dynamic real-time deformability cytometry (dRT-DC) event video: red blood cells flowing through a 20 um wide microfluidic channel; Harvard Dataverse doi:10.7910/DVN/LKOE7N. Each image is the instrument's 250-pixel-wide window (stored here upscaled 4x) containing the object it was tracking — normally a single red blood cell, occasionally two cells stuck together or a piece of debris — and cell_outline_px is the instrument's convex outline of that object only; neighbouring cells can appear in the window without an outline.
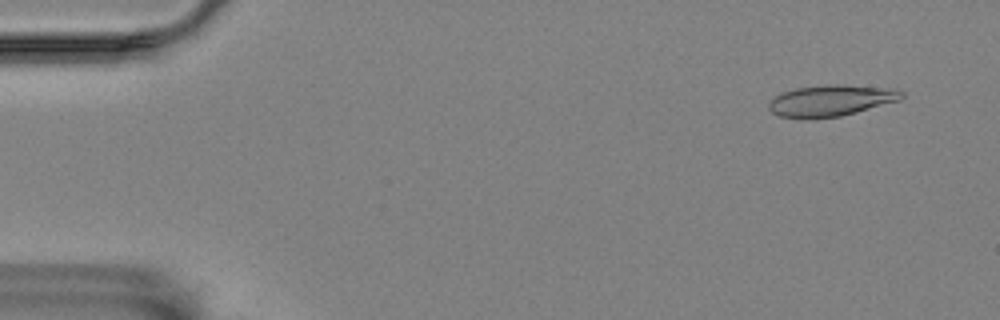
{"species": "Egyptian fruit bat (a non-hibernating species)", "species_latin": "Rousettus aegyptiacus", "temperature_condition": "room temperature", "stored_images_in_passage": 4, "camera_frame_rate_fps": 3000, "um_per_image_px": 0.085, "animal": {"sex": "female"}, "frame": {"image": 1, "passage_image": 4, "time_ms": 4.667, "image_size_px": [1000, 320], "cell_outline_px": [[904, 96], [900, 100], [856, 112], [840, 116], [816, 120], [800, 120], [780, 116], [772, 112], [768, 108], [768, 104], [780, 92], [796, 88], [828, 84], [836, 84], [896, 88], [904, 92]], "centroid_in_image_um": [70.62, 8.56], "position_along_channel_um": 14.4, "area_um2": 24.74}}